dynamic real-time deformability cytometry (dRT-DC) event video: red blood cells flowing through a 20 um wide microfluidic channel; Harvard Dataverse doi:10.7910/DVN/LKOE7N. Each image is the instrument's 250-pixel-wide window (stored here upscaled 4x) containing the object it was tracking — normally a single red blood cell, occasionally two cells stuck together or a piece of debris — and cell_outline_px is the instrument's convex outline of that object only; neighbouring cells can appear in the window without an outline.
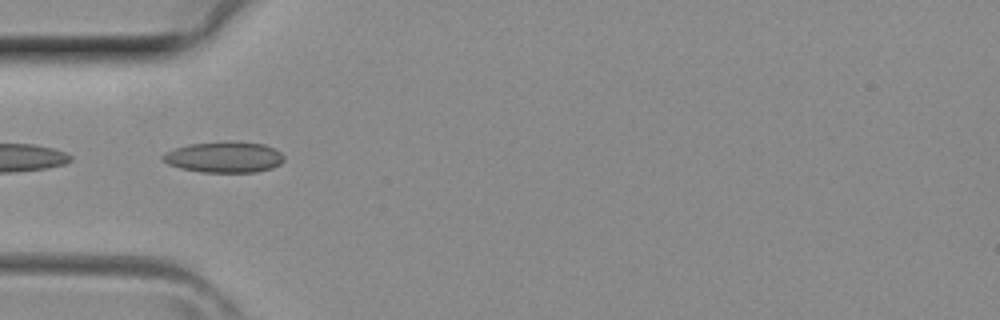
{"species": "common noctule bat (a hibernating species)", "species_latin": "Nyctalus noctula", "temperature_condition": "room temperature", "stored_images_in_passage": 4, "camera_frame_rate_fps": 3000, "um_per_image_px": 0.085, "animal": {"sex": "female", "body_mass_g": 29.2, "forearm_length_mm": 56.3}, "frame": {"image": 1, "passage_image": 4, "time_ms": 1.0, "image_size_px": [1000, 320], "cell_outline_px": [[284, 160], [280, 164], [272, 168], [256, 172], [200, 172], [180, 168], [168, 164], [160, 156], [164, 152], [188, 144], [228, 140], [264, 144], [276, 148], [284, 156]], "centroid_in_image_um": [19.06, 13.34], "position_along_channel_um": 65.9, "area_um2": 22.2}}